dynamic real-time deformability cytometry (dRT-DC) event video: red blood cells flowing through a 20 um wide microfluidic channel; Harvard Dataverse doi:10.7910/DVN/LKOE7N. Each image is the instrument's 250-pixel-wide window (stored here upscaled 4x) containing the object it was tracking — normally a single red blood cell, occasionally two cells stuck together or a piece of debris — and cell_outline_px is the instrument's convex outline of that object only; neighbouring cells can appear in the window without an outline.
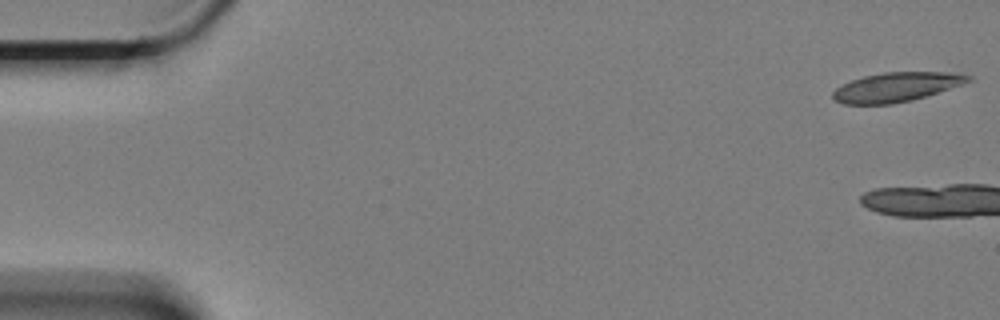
{"species": "Egyptian fruit bat (a non-hibernating species)", "species_latin": "Rousettus aegyptiacus", "temperature_condition": "cold", "stored_images_in_passage": 7, "camera_frame_rate_fps": 3000, "um_per_image_px": 0.085, "animal": {"sex": "female"}, "frame": {"image": 1, "passage_image": 1, "time_ms": 0.0, "image_size_px": [1000, 320], "cell_outline_px": [[976, 80], [912, 100], [892, 104], [844, 104], [832, 100], [832, 92], [836, 88], [852, 80], [864, 76], [884, 72], [960, 72], [972, 76]], "centroid_in_image_um": [76.24, 7.39], "position_along_channel_um": 8.8, "area_um2": 23.29}}